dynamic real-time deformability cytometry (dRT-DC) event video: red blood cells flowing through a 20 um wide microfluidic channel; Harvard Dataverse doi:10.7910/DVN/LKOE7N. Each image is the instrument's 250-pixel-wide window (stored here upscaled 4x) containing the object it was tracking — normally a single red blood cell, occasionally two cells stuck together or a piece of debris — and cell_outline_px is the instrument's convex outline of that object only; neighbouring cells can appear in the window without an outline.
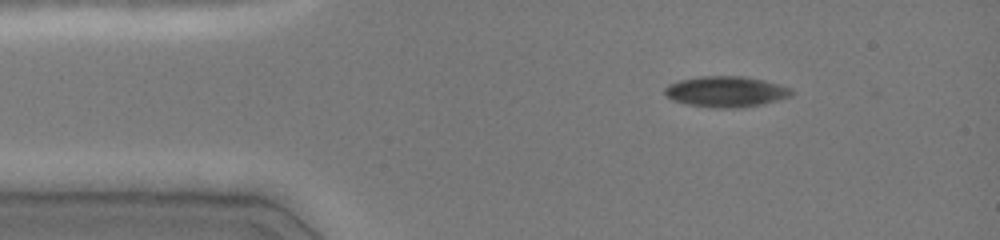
{"species": "common noctule bat (a hibernating species)", "species_latin": "Nyctalus noctula", "temperature_condition": "cold", "stored_images_in_passage": 2, "camera_frame_rate_fps": 3000, "um_per_image_px": 0.085, "animal": {"sex": "female", "body_mass_g": 19.0, "forearm_length_mm": 51.5}, "frame": {"image": 1, "passage_image": 1, "time_ms": 0.0, "image_size_px": [1000, 240], "cell_outline_px": [[796, 92], [792, 96], [764, 104], [740, 108], [716, 108], [684, 104], [672, 100], [664, 92], [664, 88], [668, 84], [680, 80], [700, 76], [744, 76], [764, 80], [780, 84], [792, 88]], "centroid_in_image_um": [61.75, 7.79], "position_along_channel_um": 23.2, "area_um2": 23.12}}